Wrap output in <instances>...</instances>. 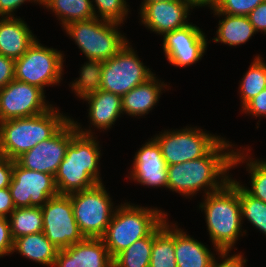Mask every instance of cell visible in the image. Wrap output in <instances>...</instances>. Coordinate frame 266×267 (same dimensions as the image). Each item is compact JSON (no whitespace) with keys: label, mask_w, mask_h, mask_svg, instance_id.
<instances>
[{"label":"cell","mask_w":266,"mask_h":267,"mask_svg":"<svg viewBox=\"0 0 266 267\" xmlns=\"http://www.w3.org/2000/svg\"><path fill=\"white\" fill-rule=\"evenodd\" d=\"M232 145L222 137L205 156L168 165L167 189L188 198L201 190H204V195H207L222 189L231 179L228 173L232 168L235 152L229 149L233 148Z\"/></svg>","instance_id":"1"},{"label":"cell","mask_w":266,"mask_h":267,"mask_svg":"<svg viewBox=\"0 0 266 267\" xmlns=\"http://www.w3.org/2000/svg\"><path fill=\"white\" fill-rule=\"evenodd\" d=\"M77 134L71 139L66 154L54 175L58 194L69 195L102 183L99 162L101 152L90 126L81 127L72 119Z\"/></svg>","instance_id":"2"},{"label":"cell","mask_w":266,"mask_h":267,"mask_svg":"<svg viewBox=\"0 0 266 267\" xmlns=\"http://www.w3.org/2000/svg\"><path fill=\"white\" fill-rule=\"evenodd\" d=\"M199 209L205 212L207 230L211 242L218 250H230L238 237L243 236L241 206L239 200V183L230 181L219 191L204 195ZM242 233V234H241Z\"/></svg>","instance_id":"3"},{"label":"cell","mask_w":266,"mask_h":267,"mask_svg":"<svg viewBox=\"0 0 266 267\" xmlns=\"http://www.w3.org/2000/svg\"><path fill=\"white\" fill-rule=\"evenodd\" d=\"M70 119L52 106L33 117L0 122V155L15 161L36 144L53 137Z\"/></svg>","instance_id":"4"},{"label":"cell","mask_w":266,"mask_h":267,"mask_svg":"<svg viewBox=\"0 0 266 267\" xmlns=\"http://www.w3.org/2000/svg\"><path fill=\"white\" fill-rule=\"evenodd\" d=\"M117 207L102 237L112 259L137 240L149 236L168 216L157 208L129 202Z\"/></svg>","instance_id":"5"},{"label":"cell","mask_w":266,"mask_h":267,"mask_svg":"<svg viewBox=\"0 0 266 267\" xmlns=\"http://www.w3.org/2000/svg\"><path fill=\"white\" fill-rule=\"evenodd\" d=\"M121 23L94 18L69 23L63 29L87 59L106 61L120 51L127 38L120 33Z\"/></svg>","instance_id":"6"},{"label":"cell","mask_w":266,"mask_h":267,"mask_svg":"<svg viewBox=\"0 0 266 267\" xmlns=\"http://www.w3.org/2000/svg\"><path fill=\"white\" fill-rule=\"evenodd\" d=\"M77 225L85 238H102L115 209L104 184L69 194Z\"/></svg>","instance_id":"7"},{"label":"cell","mask_w":266,"mask_h":267,"mask_svg":"<svg viewBox=\"0 0 266 267\" xmlns=\"http://www.w3.org/2000/svg\"><path fill=\"white\" fill-rule=\"evenodd\" d=\"M64 56L57 49L42 46L36 40L15 60V80L39 87L53 86L62 80Z\"/></svg>","instance_id":"8"},{"label":"cell","mask_w":266,"mask_h":267,"mask_svg":"<svg viewBox=\"0 0 266 267\" xmlns=\"http://www.w3.org/2000/svg\"><path fill=\"white\" fill-rule=\"evenodd\" d=\"M130 44L128 42L113 57L103 62L101 90L122 97L155 75L144 66Z\"/></svg>","instance_id":"9"},{"label":"cell","mask_w":266,"mask_h":267,"mask_svg":"<svg viewBox=\"0 0 266 267\" xmlns=\"http://www.w3.org/2000/svg\"><path fill=\"white\" fill-rule=\"evenodd\" d=\"M153 138L160 146L167 166L199 159L222 139L197 127L167 130Z\"/></svg>","instance_id":"10"},{"label":"cell","mask_w":266,"mask_h":267,"mask_svg":"<svg viewBox=\"0 0 266 267\" xmlns=\"http://www.w3.org/2000/svg\"><path fill=\"white\" fill-rule=\"evenodd\" d=\"M43 233L58 250L85 239L74 217L69 195L58 194L42 207Z\"/></svg>","instance_id":"11"},{"label":"cell","mask_w":266,"mask_h":267,"mask_svg":"<svg viewBox=\"0 0 266 267\" xmlns=\"http://www.w3.org/2000/svg\"><path fill=\"white\" fill-rule=\"evenodd\" d=\"M9 190L16 208L42 207L50 198L58 195L53 175L28 170L16 161Z\"/></svg>","instance_id":"12"},{"label":"cell","mask_w":266,"mask_h":267,"mask_svg":"<svg viewBox=\"0 0 266 267\" xmlns=\"http://www.w3.org/2000/svg\"><path fill=\"white\" fill-rule=\"evenodd\" d=\"M77 129L70 119L53 137L36 144L15 161L22 167L55 175Z\"/></svg>","instance_id":"13"},{"label":"cell","mask_w":266,"mask_h":267,"mask_svg":"<svg viewBox=\"0 0 266 267\" xmlns=\"http://www.w3.org/2000/svg\"><path fill=\"white\" fill-rule=\"evenodd\" d=\"M44 91L37 86L12 80L0 89V122L14 118H28L48 111Z\"/></svg>","instance_id":"14"},{"label":"cell","mask_w":266,"mask_h":267,"mask_svg":"<svg viewBox=\"0 0 266 267\" xmlns=\"http://www.w3.org/2000/svg\"><path fill=\"white\" fill-rule=\"evenodd\" d=\"M196 25L171 31L163 36V51L170 64L186 67L197 63L207 50V39Z\"/></svg>","instance_id":"15"},{"label":"cell","mask_w":266,"mask_h":267,"mask_svg":"<svg viewBox=\"0 0 266 267\" xmlns=\"http://www.w3.org/2000/svg\"><path fill=\"white\" fill-rule=\"evenodd\" d=\"M191 8L185 0L150 2L140 10L141 23L150 31L164 36L190 24L187 18Z\"/></svg>","instance_id":"16"},{"label":"cell","mask_w":266,"mask_h":267,"mask_svg":"<svg viewBox=\"0 0 266 267\" xmlns=\"http://www.w3.org/2000/svg\"><path fill=\"white\" fill-rule=\"evenodd\" d=\"M129 179L141 185L167 188V165L161 148L154 138H151L135 153Z\"/></svg>","instance_id":"17"},{"label":"cell","mask_w":266,"mask_h":267,"mask_svg":"<svg viewBox=\"0 0 266 267\" xmlns=\"http://www.w3.org/2000/svg\"><path fill=\"white\" fill-rule=\"evenodd\" d=\"M53 267H113L102 238H85L57 253Z\"/></svg>","instance_id":"18"},{"label":"cell","mask_w":266,"mask_h":267,"mask_svg":"<svg viewBox=\"0 0 266 267\" xmlns=\"http://www.w3.org/2000/svg\"><path fill=\"white\" fill-rule=\"evenodd\" d=\"M36 40L29 26L20 17H0V55L16 60Z\"/></svg>","instance_id":"19"},{"label":"cell","mask_w":266,"mask_h":267,"mask_svg":"<svg viewBox=\"0 0 266 267\" xmlns=\"http://www.w3.org/2000/svg\"><path fill=\"white\" fill-rule=\"evenodd\" d=\"M167 84L161 82L155 75L145 83L134 87L122 96L123 114L128 116H144L158 103L160 95Z\"/></svg>","instance_id":"20"},{"label":"cell","mask_w":266,"mask_h":267,"mask_svg":"<svg viewBox=\"0 0 266 267\" xmlns=\"http://www.w3.org/2000/svg\"><path fill=\"white\" fill-rule=\"evenodd\" d=\"M174 247L177 267H211L215 256L201 242L174 224Z\"/></svg>","instance_id":"21"},{"label":"cell","mask_w":266,"mask_h":267,"mask_svg":"<svg viewBox=\"0 0 266 267\" xmlns=\"http://www.w3.org/2000/svg\"><path fill=\"white\" fill-rule=\"evenodd\" d=\"M89 104L88 118L90 123L97 129L107 130L123 113L122 97L103 90L85 99Z\"/></svg>","instance_id":"22"},{"label":"cell","mask_w":266,"mask_h":267,"mask_svg":"<svg viewBox=\"0 0 266 267\" xmlns=\"http://www.w3.org/2000/svg\"><path fill=\"white\" fill-rule=\"evenodd\" d=\"M58 251L43 232L25 235L13 241L12 254L18 252L23 257L48 267L54 266Z\"/></svg>","instance_id":"23"},{"label":"cell","mask_w":266,"mask_h":267,"mask_svg":"<svg viewBox=\"0 0 266 267\" xmlns=\"http://www.w3.org/2000/svg\"><path fill=\"white\" fill-rule=\"evenodd\" d=\"M213 13L218 17H224V19L222 17V20H219V26L216 31L217 37L212 39L214 42H221L229 46H239L245 44L256 33L247 16L229 15L221 12Z\"/></svg>","instance_id":"24"},{"label":"cell","mask_w":266,"mask_h":267,"mask_svg":"<svg viewBox=\"0 0 266 267\" xmlns=\"http://www.w3.org/2000/svg\"><path fill=\"white\" fill-rule=\"evenodd\" d=\"M165 219L153 231V246L149 267H177L174 247V224Z\"/></svg>","instance_id":"25"},{"label":"cell","mask_w":266,"mask_h":267,"mask_svg":"<svg viewBox=\"0 0 266 267\" xmlns=\"http://www.w3.org/2000/svg\"><path fill=\"white\" fill-rule=\"evenodd\" d=\"M42 5L55 13L63 28L75 21L96 18L91 0H42Z\"/></svg>","instance_id":"26"},{"label":"cell","mask_w":266,"mask_h":267,"mask_svg":"<svg viewBox=\"0 0 266 267\" xmlns=\"http://www.w3.org/2000/svg\"><path fill=\"white\" fill-rule=\"evenodd\" d=\"M12 239L43 231L41 207L15 208L9 216Z\"/></svg>","instance_id":"27"},{"label":"cell","mask_w":266,"mask_h":267,"mask_svg":"<svg viewBox=\"0 0 266 267\" xmlns=\"http://www.w3.org/2000/svg\"><path fill=\"white\" fill-rule=\"evenodd\" d=\"M241 151L242 150L237 149L234 152L232 167L246 162V168L251 177V189H249V187L246 188L243 186V184L241 186L248 194L266 203V160H253V158L251 159L250 156L247 159L249 154L246 153L245 155L243 153L244 151Z\"/></svg>","instance_id":"28"},{"label":"cell","mask_w":266,"mask_h":267,"mask_svg":"<svg viewBox=\"0 0 266 267\" xmlns=\"http://www.w3.org/2000/svg\"><path fill=\"white\" fill-rule=\"evenodd\" d=\"M103 61L88 59L80 69V76L72 84V91L81 99L94 95L101 89Z\"/></svg>","instance_id":"29"},{"label":"cell","mask_w":266,"mask_h":267,"mask_svg":"<svg viewBox=\"0 0 266 267\" xmlns=\"http://www.w3.org/2000/svg\"><path fill=\"white\" fill-rule=\"evenodd\" d=\"M256 56L240 82L242 108L258 93L266 88V63Z\"/></svg>","instance_id":"30"},{"label":"cell","mask_w":266,"mask_h":267,"mask_svg":"<svg viewBox=\"0 0 266 267\" xmlns=\"http://www.w3.org/2000/svg\"><path fill=\"white\" fill-rule=\"evenodd\" d=\"M153 232L134 242L113 259V267H149Z\"/></svg>","instance_id":"31"},{"label":"cell","mask_w":266,"mask_h":267,"mask_svg":"<svg viewBox=\"0 0 266 267\" xmlns=\"http://www.w3.org/2000/svg\"><path fill=\"white\" fill-rule=\"evenodd\" d=\"M239 183L241 220L246 218L266 236V203L248 194Z\"/></svg>","instance_id":"32"},{"label":"cell","mask_w":266,"mask_h":267,"mask_svg":"<svg viewBox=\"0 0 266 267\" xmlns=\"http://www.w3.org/2000/svg\"><path fill=\"white\" fill-rule=\"evenodd\" d=\"M93 1L95 2L94 5ZM92 6L96 18L100 17V19L117 23H123L126 20L125 18H127L126 16H128L127 14L129 12V9L127 8L129 5H127L126 0H92ZM95 6L97 8H95Z\"/></svg>","instance_id":"33"},{"label":"cell","mask_w":266,"mask_h":267,"mask_svg":"<svg viewBox=\"0 0 266 267\" xmlns=\"http://www.w3.org/2000/svg\"><path fill=\"white\" fill-rule=\"evenodd\" d=\"M265 0H219L214 12H221L223 14L247 16L260 3Z\"/></svg>","instance_id":"34"},{"label":"cell","mask_w":266,"mask_h":267,"mask_svg":"<svg viewBox=\"0 0 266 267\" xmlns=\"http://www.w3.org/2000/svg\"><path fill=\"white\" fill-rule=\"evenodd\" d=\"M242 111L253 117H266V88L252 98Z\"/></svg>","instance_id":"35"},{"label":"cell","mask_w":266,"mask_h":267,"mask_svg":"<svg viewBox=\"0 0 266 267\" xmlns=\"http://www.w3.org/2000/svg\"><path fill=\"white\" fill-rule=\"evenodd\" d=\"M13 241L8 218L0 217V258L12 253Z\"/></svg>","instance_id":"36"},{"label":"cell","mask_w":266,"mask_h":267,"mask_svg":"<svg viewBox=\"0 0 266 267\" xmlns=\"http://www.w3.org/2000/svg\"><path fill=\"white\" fill-rule=\"evenodd\" d=\"M229 252L230 250H218L216 253L220 254L219 257L223 260L218 263L214 257L211 267H245L248 260L241 253L230 256Z\"/></svg>","instance_id":"37"},{"label":"cell","mask_w":266,"mask_h":267,"mask_svg":"<svg viewBox=\"0 0 266 267\" xmlns=\"http://www.w3.org/2000/svg\"><path fill=\"white\" fill-rule=\"evenodd\" d=\"M15 79V60L0 55V89Z\"/></svg>","instance_id":"38"},{"label":"cell","mask_w":266,"mask_h":267,"mask_svg":"<svg viewBox=\"0 0 266 267\" xmlns=\"http://www.w3.org/2000/svg\"><path fill=\"white\" fill-rule=\"evenodd\" d=\"M247 17L253 25L255 32L261 31L266 34V0L252 10Z\"/></svg>","instance_id":"39"},{"label":"cell","mask_w":266,"mask_h":267,"mask_svg":"<svg viewBox=\"0 0 266 267\" xmlns=\"http://www.w3.org/2000/svg\"><path fill=\"white\" fill-rule=\"evenodd\" d=\"M14 160L0 155V189L9 187L13 176Z\"/></svg>","instance_id":"40"},{"label":"cell","mask_w":266,"mask_h":267,"mask_svg":"<svg viewBox=\"0 0 266 267\" xmlns=\"http://www.w3.org/2000/svg\"><path fill=\"white\" fill-rule=\"evenodd\" d=\"M38 2L42 5V0H0V16L1 18L14 17V11L18 9L24 2ZM13 13V14H12Z\"/></svg>","instance_id":"41"},{"label":"cell","mask_w":266,"mask_h":267,"mask_svg":"<svg viewBox=\"0 0 266 267\" xmlns=\"http://www.w3.org/2000/svg\"><path fill=\"white\" fill-rule=\"evenodd\" d=\"M15 208L9 187L0 189V217L8 218Z\"/></svg>","instance_id":"42"},{"label":"cell","mask_w":266,"mask_h":267,"mask_svg":"<svg viewBox=\"0 0 266 267\" xmlns=\"http://www.w3.org/2000/svg\"><path fill=\"white\" fill-rule=\"evenodd\" d=\"M188 2L193 8L194 7H203L208 6L210 9H214L219 0H185Z\"/></svg>","instance_id":"43"},{"label":"cell","mask_w":266,"mask_h":267,"mask_svg":"<svg viewBox=\"0 0 266 267\" xmlns=\"http://www.w3.org/2000/svg\"><path fill=\"white\" fill-rule=\"evenodd\" d=\"M164 2V1H176V0H143L142 4L140 5V10L147 4L150 2Z\"/></svg>","instance_id":"44"}]
</instances>
